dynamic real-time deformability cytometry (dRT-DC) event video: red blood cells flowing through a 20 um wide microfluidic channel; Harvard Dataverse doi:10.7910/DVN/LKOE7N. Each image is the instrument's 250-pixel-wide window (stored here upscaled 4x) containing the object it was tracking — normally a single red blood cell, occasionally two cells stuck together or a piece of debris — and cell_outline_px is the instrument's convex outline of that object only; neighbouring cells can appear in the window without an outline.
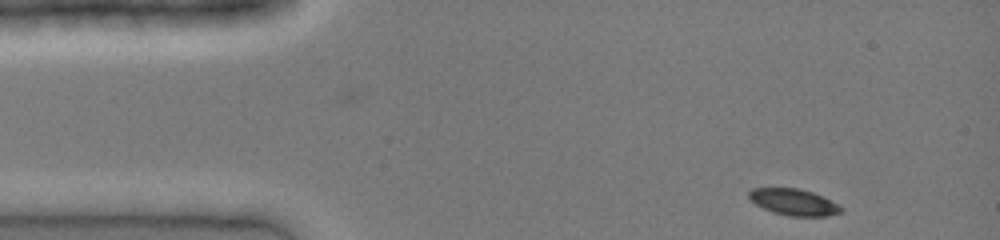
{"species": "common noctule bat (a hibernating species)", "species_latin": "Nyctalus noctula", "temperature_condition": "cold", "stored_images_in_passage": 35, "camera_frame_rate_fps": 3000, "um_per_image_px": 0.085, "animal": {"sex": "female", "body_mass_g": 19.0, "forearm_length_mm": 51.5}, "frame": {"image": 1, "passage_image": 1, "time_ms": 0.0, "image_size_px": [1000, 240], "cell_outline_px": [[844, 212], [828, 216], [788, 216], [772, 212], [756, 204], [748, 196], [748, 192], [752, 188], [800, 188], [812, 192], [844, 208]], "centroid_in_image_um": [67.47, 17.18], "position_along_channel_um": 17.5, "area_um2": 14.1}}
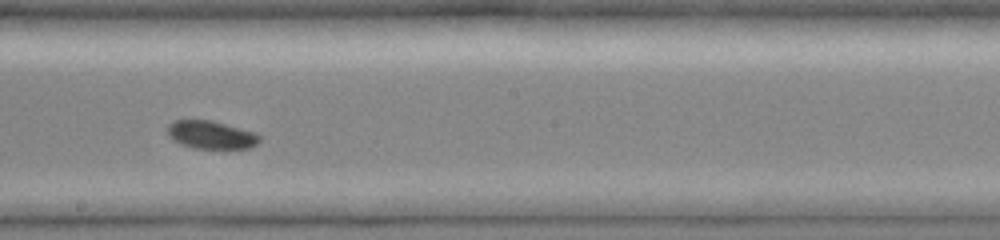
{"frame": {"image": 2, "passage_image": 20, "time_ms": 6.333, "image_size_px": [1000, 240], "cell_outline_px": [[260, 140], [256, 144], [248, 148], [192, 148], [180, 144], [172, 140], [168, 136], [168, 124], [176, 120], [212, 120], [256, 132], [260, 136]], "centroid_in_image_um": [17.93, 11.45], "position_along_channel_um": 230.3, "area_um2": 15.09}}
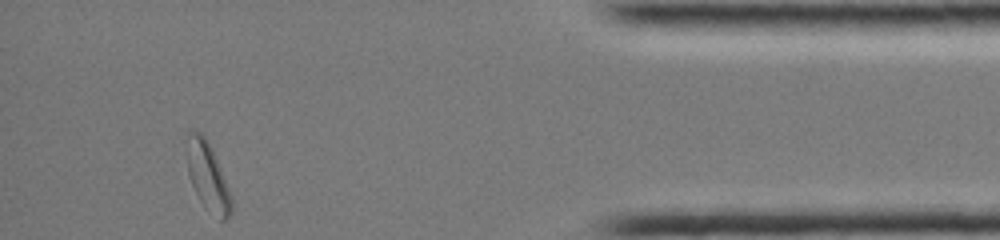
{"frame": {"image": 3, "passage_image": 35, "time_ms": 11.333, "image_size_px": [1000, 240], "cell_outline_px": [[232, 212], [224, 220], [220, 220], [200, 200], [188, 176], [184, 132], [200, 132], [204, 136], [212, 148], [232, 196]], "centroid_in_image_um": [17.62, 14.92], "position_along_channel_um": 417.6, "area_um2": 17.74}}